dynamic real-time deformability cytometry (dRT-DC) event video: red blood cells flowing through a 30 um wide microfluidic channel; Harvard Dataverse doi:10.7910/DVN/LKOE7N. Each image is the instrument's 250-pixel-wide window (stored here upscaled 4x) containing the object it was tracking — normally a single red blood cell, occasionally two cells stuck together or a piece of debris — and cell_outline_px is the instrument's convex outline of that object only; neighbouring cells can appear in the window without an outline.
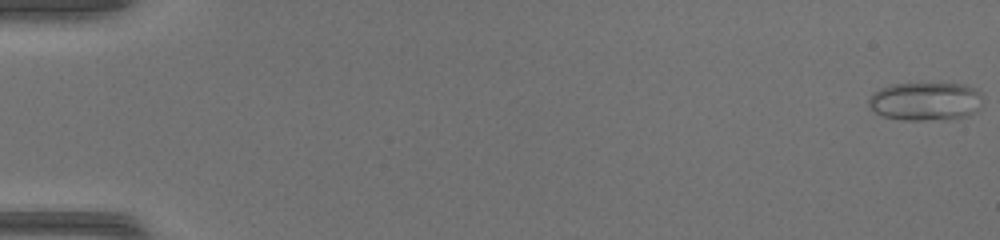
{"species": "common noctule bat (a hibernating species)", "species_latin": "Nyctalus noctula", "temperature_condition": "warm", "stored_images_in_passage": 48, "camera_frame_rate_fps": 3000, "um_per_image_px": 0.085, "animal": {"sex": "female", "body_mass_g": 17.0, "forearm_length_mm": 48.0}, "frame": {"image": 1, "passage_image": 1, "time_ms": 0.0, "image_size_px": [1000, 240], "cell_outline_px": [[984, 96], [980, 108], [976, 112], [968, 116], [956, 120], [904, 120], [884, 116], [876, 112], [868, 104], [868, 100], [880, 88], [892, 84], [940, 80], [964, 84], [976, 88]], "centroid_in_image_um": [78.78, 8.57], "position_along_channel_um": 6.2, "area_um2": 26.88}}
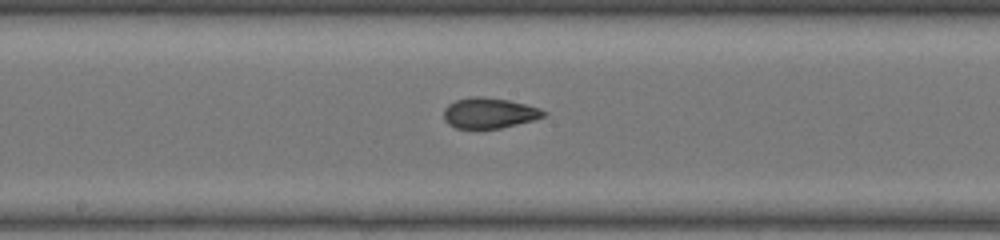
{"frame": {"image": 2, "passage_image": 27, "time_ms": 8.667, "image_size_px": [1000, 240], "cell_outline_px": [[548, 112], [544, 116], [532, 120], [500, 128], [456, 128], [448, 124], [444, 120], [444, 108], [448, 104], [456, 100], [468, 96], [484, 96], [508, 100], [540, 108]], "centroid_in_image_um": [41.55, 9.59], "position_along_channel_um": 206.7, "area_um2": 17.74}}
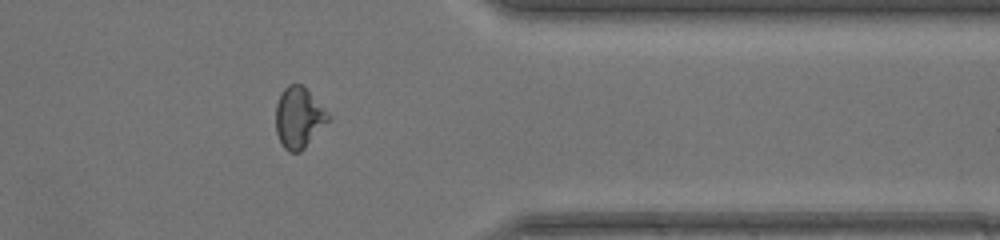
{"frame": {"image": 3, "passage_image": 40, "time_ms": 13.0, "image_size_px": [1000, 240], "cell_outline_px": [[332, 116], [304, 148], [300, 152], [288, 152], [284, 148], [276, 132], [276, 104], [280, 92], [288, 84], [300, 84]], "centroid_in_image_um": [25.37, 10.0], "position_along_channel_um": 386.0, "area_um2": 18.32}}